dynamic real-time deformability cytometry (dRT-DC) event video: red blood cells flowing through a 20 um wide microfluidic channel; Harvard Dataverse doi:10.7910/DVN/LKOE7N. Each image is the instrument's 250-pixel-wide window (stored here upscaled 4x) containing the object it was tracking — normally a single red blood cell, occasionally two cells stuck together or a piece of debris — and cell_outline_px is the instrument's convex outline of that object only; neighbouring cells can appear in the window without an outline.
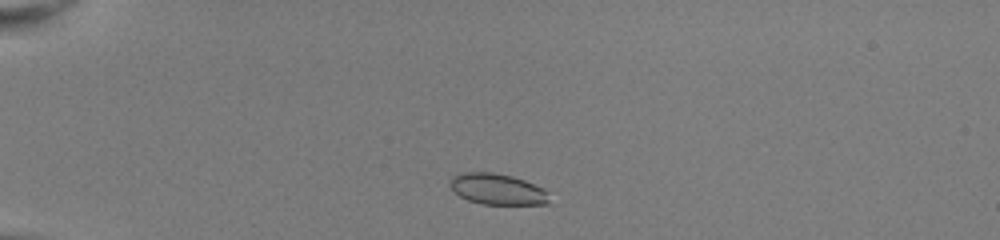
{"species": "common noctule bat (a hibernating species)", "species_latin": "Nyctalus noctula", "temperature_condition": "room temperature", "stored_images_in_passage": 42, "camera_frame_rate_fps": 3000, "um_per_image_px": 0.085, "animal": {"sex": "female", "body_mass_g": 22.0, "forearm_length_mm": 56.7}, "frame": {"image": 1, "passage_image": 4, "time_ms": 1.0, "image_size_px": [1000, 240], "cell_outline_px": [[552, 204], [480, 204], [468, 200], [460, 196], [448, 184], [448, 180], [452, 176], [460, 172], [492, 172], [512, 176], [524, 180], [544, 188], [548, 192]], "centroid_in_image_um": [42.29, 16.07], "position_along_channel_um": 42.7, "area_um2": 18.21}}
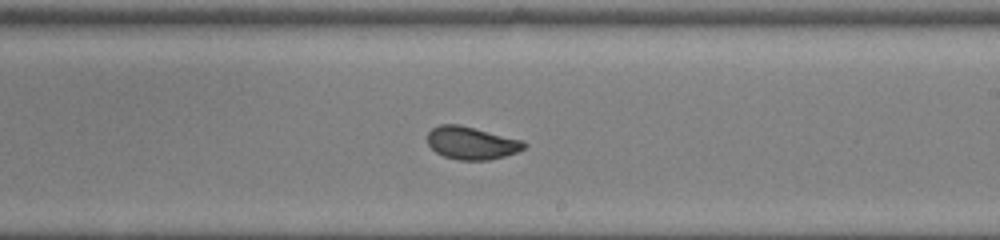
{"frame": {"image": 2, "passage_image": 23, "time_ms": 7.333, "image_size_px": [1000, 240], "cell_outline_px": [[528, 144], [524, 148], [516, 152], [504, 156], [488, 160], [460, 160], [444, 156], [436, 152], [428, 144], [428, 132], [432, 128], [440, 124], [460, 124], [524, 140]], "centroid_in_image_um": [40.1, 12.14], "position_along_channel_um": 248.9, "area_um2": 18.5}}
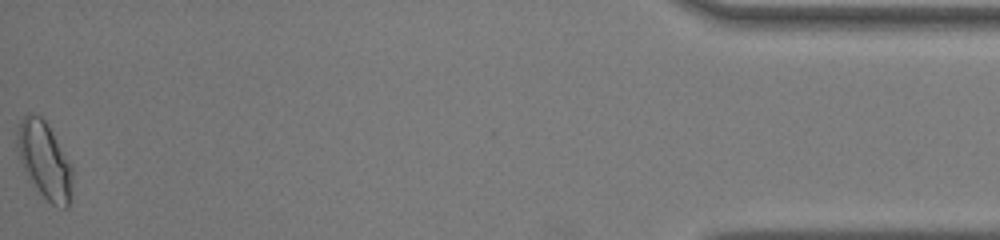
{"frame": {"image": 3, "passage_image": 42, "time_ms": 13.667, "image_size_px": [1000, 240], "cell_outline_px": [[72, 176], [68, 208], [64, 208], [52, 204], [40, 192], [24, 172], [20, 160], [16, 144], [16, 132], [20, 120], [28, 112], [40, 116], [48, 124], [72, 164]], "centroid_in_image_um": [3.76, 13.57], "position_along_channel_um": 431.4, "area_um2": 24.68}, "authors_computed_cell_mechanics": {"area_um2": 18.8717, "velocity_mm_per_s": 4.0428, "shape_relaxation_time_tau1_ms": 4.5723, "shape_relaxation_time_tau2_ms": null, "deformation_change_tau1": 0.1422, "deformation_change_tau2": null}}